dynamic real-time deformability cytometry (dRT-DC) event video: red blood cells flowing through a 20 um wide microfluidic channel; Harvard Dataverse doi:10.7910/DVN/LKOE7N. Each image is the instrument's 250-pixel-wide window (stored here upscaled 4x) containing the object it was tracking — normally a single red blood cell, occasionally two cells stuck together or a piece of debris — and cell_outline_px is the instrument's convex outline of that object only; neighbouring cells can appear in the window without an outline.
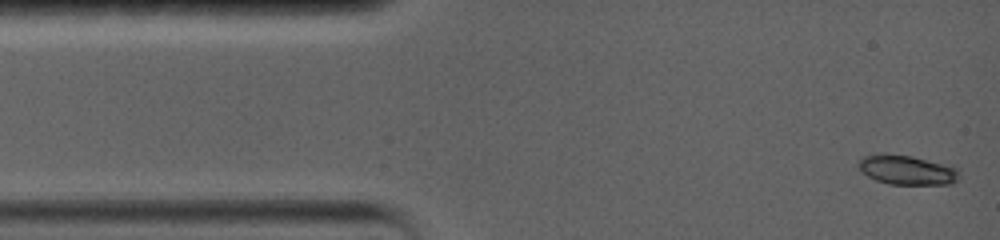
{"species": "common noctule bat (a hibernating species)", "species_latin": "Nyctalus noctula", "temperature_condition": "warm", "stored_images_in_passage": 8, "camera_frame_rate_fps": 5000, "um_per_image_px": 0.085, "animal": {"sex": "female", "body_mass_g": 19.0, "forearm_length_mm": 56.7}, "frame": {"image": 1, "passage_image": 1, "time_ms": 0.0, "image_size_px": [1000, 240], "cell_outline_px": [[960, 180], [952, 184], [888, 184], [876, 180], [860, 172], [856, 164], [864, 156], [912, 156], [960, 168]], "centroid_in_image_um": [77.17, 14.49], "position_along_channel_um": 7.8, "area_um2": 17.05}}
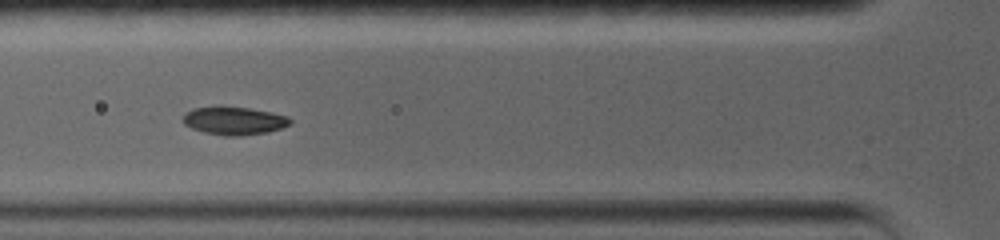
{"frame": {"image": 2, "passage_image": 6, "time_ms": 4.8, "image_size_px": [1000, 240], "cell_outline_px": [[292, 124], [268, 132], [240, 136], [224, 136], [204, 132], [192, 128], [184, 124], [184, 112], [192, 108], [220, 104], [248, 108], [288, 116], [292, 120]], "centroid_in_image_um": [19.86, 10.24], "position_along_channel_um": 105.9, "area_um2": 17.92}}
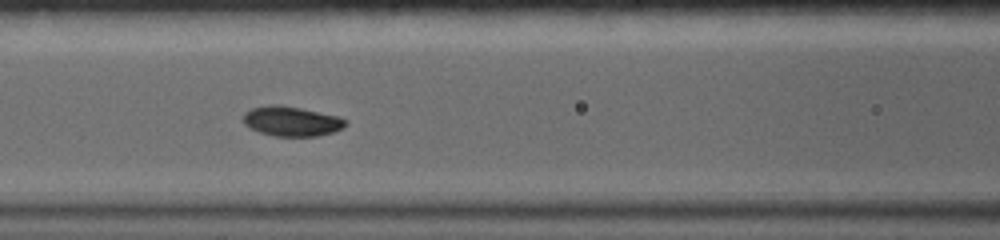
{"frame": {"image": 3, "passage_image": 7, "time_ms": 5.8, "image_size_px": [1000, 240], "cell_outline_px": [[348, 124], [344, 128], [332, 132], [316, 136], [276, 136], [260, 132], [248, 128], [244, 124], [244, 112], [252, 108], [272, 104], [280, 104], [340, 116], [348, 120]], "centroid_in_image_um": [24.81, 10.3], "position_along_channel_um": 141.8, "area_um2": 17.92}}